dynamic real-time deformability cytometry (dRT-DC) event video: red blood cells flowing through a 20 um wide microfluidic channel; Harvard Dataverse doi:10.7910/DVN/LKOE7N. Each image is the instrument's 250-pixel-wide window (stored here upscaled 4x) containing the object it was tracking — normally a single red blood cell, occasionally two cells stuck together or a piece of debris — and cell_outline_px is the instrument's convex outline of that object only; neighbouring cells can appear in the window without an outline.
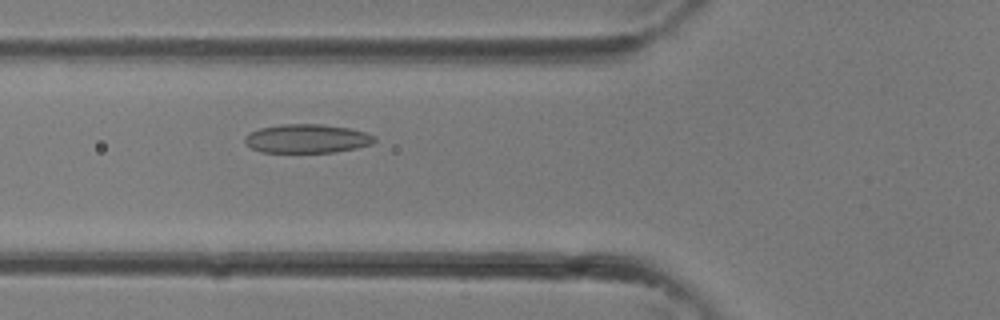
{"species": "common noctule bat (a hibernating species)", "species_latin": "Nyctalus noctula", "temperature_condition": "room temperature", "stored_images_in_passage": 13, "camera_frame_rate_fps": 3000, "um_per_image_px": 0.085, "animal": {"sex": "female"}, "frame": {"image": 1, "passage_image": 13, "time_ms": 4.0, "image_size_px": [1000, 320], "cell_outline_px": [[376, 140], [372, 144], [356, 148], [336, 152], [260, 152], [244, 144], [244, 136], [260, 128], [280, 124], [320, 124], [348, 128], [364, 132], [376, 136]], "centroid_in_image_um": [26.08, 11.78], "position_along_channel_um": 99.7, "area_um2": 21.79}}